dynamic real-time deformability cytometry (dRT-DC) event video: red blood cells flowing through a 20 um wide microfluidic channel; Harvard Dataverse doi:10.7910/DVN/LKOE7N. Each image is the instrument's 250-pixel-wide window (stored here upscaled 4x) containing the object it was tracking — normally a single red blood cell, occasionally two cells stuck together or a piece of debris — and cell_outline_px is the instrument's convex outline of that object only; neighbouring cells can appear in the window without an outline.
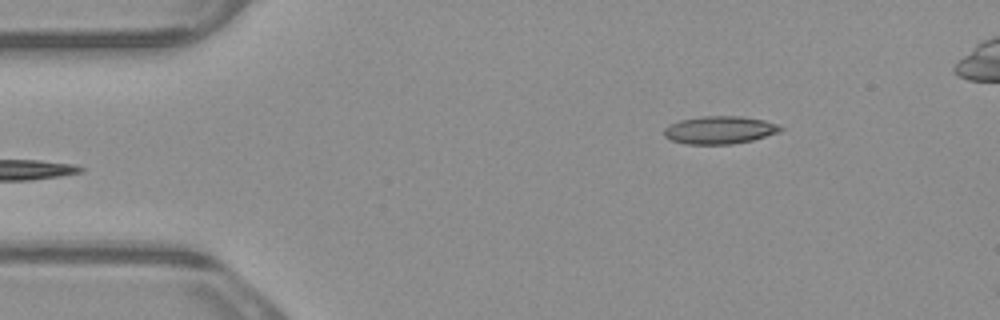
{"species": "common noctule bat (a hibernating species)", "species_latin": "Nyctalus noctula", "temperature_condition": "warm", "stored_images_in_passage": 5, "camera_frame_rate_fps": 3000, "um_per_image_px": 0.085, "animal": {"sex": "male", "body_mass_g": 23.1, "forearm_length_mm": 52.7}, "frame": {"image": 1, "passage_image": 5, "time_ms": 1.333, "image_size_px": [1000, 320], "cell_outline_px": [[784, 128], [780, 132], [752, 140], [732, 144], [684, 144], [672, 140], [664, 136], [664, 128], [668, 124], [680, 120], [700, 116], [744, 116], [764, 120], [780, 124]], "centroid_in_image_um": [61.18, 11.04], "position_along_channel_um": 23.8, "area_um2": 19.07}}